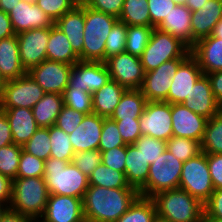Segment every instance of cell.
Here are the masks:
<instances>
[{
  "label": "cell",
  "mask_w": 222,
  "mask_h": 222,
  "mask_svg": "<svg viewBox=\"0 0 222 222\" xmlns=\"http://www.w3.org/2000/svg\"><path fill=\"white\" fill-rule=\"evenodd\" d=\"M50 136V157L63 161L72 162L75 155L74 149L69 139V134L55 125L49 127Z\"/></svg>",
  "instance_id": "8d00e7d4"
},
{
  "label": "cell",
  "mask_w": 222,
  "mask_h": 222,
  "mask_svg": "<svg viewBox=\"0 0 222 222\" xmlns=\"http://www.w3.org/2000/svg\"><path fill=\"white\" fill-rule=\"evenodd\" d=\"M186 58H177L164 62L158 68L145 73L140 91L147 101L167 102L168 92L179 65Z\"/></svg>",
  "instance_id": "8fae6325"
},
{
  "label": "cell",
  "mask_w": 222,
  "mask_h": 222,
  "mask_svg": "<svg viewBox=\"0 0 222 222\" xmlns=\"http://www.w3.org/2000/svg\"><path fill=\"white\" fill-rule=\"evenodd\" d=\"M13 143L11 128L5 112L0 109V148Z\"/></svg>",
  "instance_id": "680465c9"
},
{
  "label": "cell",
  "mask_w": 222,
  "mask_h": 222,
  "mask_svg": "<svg viewBox=\"0 0 222 222\" xmlns=\"http://www.w3.org/2000/svg\"><path fill=\"white\" fill-rule=\"evenodd\" d=\"M110 80L105 62L78 61L73 65L66 88H79L93 94Z\"/></svg>",
  "instance_id": "9a60e30c"
},
{
  "label": "cell",
  "mask_w": 222,
  "mask_h": 222,
  "mask_svg": "<svg viewBox=\"0 0 222 222\" xmlns=\"http://www.w3.org/2000/svg\"><path fill=\"white\" fill-rule=\"evenodd\" d=\"M142 135L167 142L172 136L171 104L165 101H148L139 117Z\"/></svg>",
  "instance_id": "30bf717a"
},
{
  "label": "cell",
  "mask_w": 222,
  "mask_h": 222,
  "mask_svg": "<svg viewBox=\"0 0 222 222\" xmlns=\"http://www.w3.org/2000/svg\"><path fill=\"white\" fill-rule=\"evenodd\" d=\"M156 215L154 201L139 196L116 222H153Z\"/></svg>",
  "instance_id": "d590c367"
},
{
  "label": "cell",
  "mask_w": 222,
  "mask_h": 222,
  "mask_svg": "<svg viewBox=\"0 0 222 222\" xmlns=\"http://www.w3.org/2000/svg\"><path fill=\"white\" fill-rule=\"evenodd\" d=\"M20 0H0V10H3L5 13H9Z\"/></svg>",
  "instance_id": "be15d7a7"
},
{
  "label": "cell",
  "mask_w": 222,
  "mask_h": 222,
  "mask_svg": "<svg viewBox=\"0 0 222 222\" xmlns=\"http://www.w3.org/2000/svg\"><path fill=\"white\" fill-rule=\"evenodd\" d=\"M22 149L44 161L50 157V136L48 128H38Z\"/></svg>",
  "instance_id": "60d3db41"
},
{
  "label": "cell",
  "mask_w": 222,
  "mask_h": 222,
  "mask_svg": "<svg viewBox=\"0 0 222 222\" xmlns=\"http://www.w3.org/2000/svg\"><path fill=\"white\" fill-rule=\"evenodd\" d=\"M73 164L86 176H89L101 163V151L90 150L75 153Z\"/></svg>",
  "instance_id": "c3c4849f"
},
{
  "label": "cell",
  "mask_w": 222,
  "mask_h": 222,
  "mask_svg": "<svg viewBox=\"0 0 222 222\" xmlns=\"http://www.w3.org/2000/svg\"><path fill=\"white\" fill-rule=\"evenodd\" d=\"M8 15L16 35L30 29L50 28L54 24L35 2L28 0H20Z\"/></svg>",
  "instance_id": "2e32d148"
},
{
  "label": "cell",
  "mask_w": 222,
  "mask_h": 222,
  "mask_svg": "<svg viewBox=\"0 0 222 222\" xmlns=\"http://www.w3.org/2000/svg\"><path fill=\"white\" fill-rule=\"evenodd\" d=\"M134 145L150 165L166 150L165 141L146 135H142Z\"/></svg>",
  "instance_id": "bcb514c9"
},
{
  "label": "cell",
  "mask_w": 222,
  "mask_h": 222,
  "mask_svg": "<svg viewBox=\"0 0 222 222\" xmlns=\"http://www.w3.org/2000/svg\"><path fill=\"white\" fill-rule=\"evenodd\" d=\"M44 164L45 161L43 159L37 158L22 149L17 177H44Z\"/></svg>",
  "instance_id": "ee69618b"
},
{
  "label": "cell",
  "mask_w": 222,
  "mask_h": 222,
  "mask_svg": "<svg viewBox=\"0 0 222 222\" xmlns=\"http://www.w3.org/2000/svg\"><path fill=\"white\" fill-rule=\"evenodd\" d=\"M49 192L44 177L12 180V199L9 208L28 218L42 217Z\"/></svg>",
  "instance_id": "277c9868"
},
{
  "label": "cell",
  "mask_w": 222,
  "mask_h": 222,
  "mask_svg": "<svg viewBox=\"0 0 222 222\" xmlns=\"http://www.w3.org/2000/svg\"><path fill=\"white\" fill-rule=\"evenodd\" d=\"M14 35L9 15L0 10V40Z\"/></svg>",
  "instance_id": "94428289"
},
{
  "label": "cell",
  "mask_w": 222,
  "mask_h": 222,
  "mask_svg": "<svg viewBox=\"0 0 222 222\" xmlns=\"http://www.w3.org/2000/svg\"><path fill=\"white\" fill-rule=\"evenodd\" d=\"M80 0H37L35 3L55 22Z\"/></svg>",
  "instance_id": "7dc6e473"
},
{
  "label": "cell",
  "mask_w": 222,
  "mask_h": 222,
  "mask_svg": "<svg viewBox=\"0 0 222 222\" xmlns=\"http://www.w3.org/2000/svg\"><path fill=\"white\" fill-rule=\"evenodd\" d=\"M86 114L76 111L68 106H63L57 117L55 126L62 129L67 134L72 133L82 122Z\"/></svg>",
  "instance_id": "681fc988"
},
{
  "label": "cell",
  "mask_w": 222,
  "mask_h": 222,
  "mask_svg": "<svg viewBox=\"0 0 222 222\" xmlns=\"http://www.w3.org/2000/svg\"><path fill=\"white\" fill-rule=\"evenodd\" d=\"M63 95V102L76 111H80L86 115L93 113L92 94L79 90V88H65Z\"/></svg>",
  "instance_id": "b9f144b4"
},
{
  "label": "cell",
  "mask_w": 222,
  "mask_h": 222,
  "mask_svg": "<svg viewBox=\"0 0 222 222\" xmlns=\"http://www.w3.org/2000/svg\"><path fill=\"white\" fill-rule=\"evenodd\" d=\"M88 183L105 188H134L127 183L124 172L107 167L102 162L88 176Z\"/></svg>",
  "instance_id": "836d02e7"
},
{
  "label": "cell",
  "mask_w": 222,
  "mask_h": 222,
  "mask_svg": "<svg viewBox=\"0 0 222 222\" xmlns=\"http://www.w3.org/2000/svg\"><path fill=\"white\" fill-rule=\"evenodd\" d=\"M154 27L127 26L125 52L140 57L148 45Z\"/></svg>",
  "instance_id": "74e56055"
},
{
  "label": "cell",
  "mask_w": 222,
  "mask_h": 222,
  "mask_svg": "<svg viewBox=\"0 0 222 222\" xmlns=\"http://www.w3.org/2000/svg\"><path fill=\"white\" fill-rule=\"evenodd\" d=\"M42 218L47 222H85L82 198L49 194Z\"/></svg>",
  "instance_id": "ac0fdd59"
},
{
  "label": "cell",
  "mask_w": 222,
  "mask_h": 222,
  "mask_svg": "<svg viewBox=\"0 0 222 222\" xmlns=\"http://www.w3.org/2000/svg\"><path fill=\"white\" fill-rule=\"evenodd\" d=\"M44 94V90L26 73L20 78L6 81L0 109H32Z\"/></svg>",
  "instance_id": "9c48e42d"
},
{
  "label": "cell",
  "mask_w": 222,
  "mask_h": 222,
  "mask_svg": "<svg viewBox=\"0 0 222 222\" xmlns=\"http://www.w3.org/2000/svg\"><path fill=\"white\" fill-rule=\"evenodd\" d=\"M206 75L209 78L217 105L220 111H222V71H216Z\"/></svg>",
  "instance_id": "6f0895ef"
},
{
  "label": "cell",
  "mask_w": 222,
  "mask_h": 222,
  "mask_svg": "<svg viewBox=\"0 0 222 222\" xmlns=\"http://www.w3.org/2000/svg\"><path fill=\"white\" fill-rule=\"evenodd\" d=\"M89 8L119 18L124 0H81Z\"/></svg>",
  "instance_id": "db71d44e"
},
{
  "label": "cell",
  "mask_w": 222,
  "mask_h": 222,
  "mask_svg": "<svg viewBox=\"0 0 222 222\" xmlns=\"http://www.w3.org/2000/svg\"><path fill=\"white\" fill-rule=\"evenodd\" d=\"M220 19H222V0H208L201 9L192 12L193 46L197 41L209 37Z\"/></svg>",
  "instance_id": "cb8c5ba5"
},
{
  "label": "cell",
  "mask_w": 222,
  "mask_h": 222,
  "mask_svg": "<svg viewBox=\"0 0 222 222\" xmlns=\"http://www.w3.org/2000/svg\"><path fill=\"white\" fill-rule=\"evenodd\" d=\"M47 59L69 65H74L80 61L79 56L73 51L66 35L54 24L50 27Z\"/></svg>",
  "instance_id": "f546056e"
},
{
  "label": "cell",
  "mask_w": 222,
  "mask_h": 222,
  "mask_svg": "<svg viewBox=\"0 0 222 222\" xmlns=\"http://www.w3.org/2000/svg\"><path fill=\"white\" fill-rule=\"evenodd\" d=\"M5 83H6L5 79L0 74V100H1V98L3 96Z\"/></svg>",
  "instance_id": "a7ac6f4b"
},
{
  "label": "cell",
  "mask_w": 222,
  "mask_h": 222,
  "mask_svg": "<svg viewBox=\"0 0 222 222\" xmlns=\"http://www.w3.org/2000/svg\"><path fill=\"white\" fill-rule=\"evenodd\" d=\"M12 199V180L0 174V202L10 206Z\"/></svg>",
  "instance_id": "91938a15"
},
{
  "label": "cell",
  "mask_w": 222,
  "mask_h": 222,
  "mask_svg": "<svg viewBox=\"0 0 222 222\" xmlns=\"http://www.w3.org/2000/svg\"><path fill=\"white\" fill-rule=\"evenodd\" d=\"M126 146L101 152V162L107 167L125 173Z\"/></svg>",
  "instance_id": "816d5d0a"
},
{
  "label": "cell",
  "mask_w": 222,
  "mask_h": 222,
  "mask_svg": "<svg viewBox=\"0 0 222 222\" xmlns=\"http://www.w3.org/2000/svg\"><path fill=\"white\" fill-rule=\"evenodd\" d=\"M71 43L73 51L83 61L85 4L80 0L70 11L54 22Z\"/></svg>",
  "instance_id": "ffe728a7"
},
{
  "label": "cell",
  "mask_w": 222,
  "mask_h": 222,
  "mask_svg": "<svg viewBox=\"0 0 222 222\" xmlns=\"http://www.w3.org/2000/svg\"><path fill=\"white\" fill-rule=\"evenodd\" d=\"M118 21L127 26H151L147 0H124Z\"/></svg>",
  "instance_id": "d6a6232c"
},
{
  "label": "cell",
  "mask_w": 222,
  "mask_h": 222,
  "mask_svg": "<svg viewBox=\"0 0 222 222\" xmlns=\"http://www.w3.org/2000/svg\"><path fill=\"white\" fill-rule=\"evenodd\" d=\"M127 40V25L117 21L112 27L105 42V61L112 56L125 52Z\"/></svg>",
  "instance_id": "7bdbcfd3"
},
{
  "label": "cell",
  "mask_w": 222,
  "mask_h": 222,
  "mask_svg": "<svg viewBox=\"0 0 222 222\" xmlns=\"http://www.w3.org/2000/svg\"><path fill=\"white\" fill-rule=\"evenodd\" d=\"M207 163L214 189H222V153L207 154Z\"/></svg>",
  "instance_id": "11a10c76"
},
{
  "label": "cell",
  "mask_w": 222,
  "mask_h": 222,
  "mask_svg": "<svg viewBox=\"0 0 222 222\" xmlns=\"http://www.w3.org/2000/svg\"><path fill=\"white\" fill-rule=\"evenodd\" d=\"M139 196L136 188L89 185L82 199L85 222H116Z\"/></svg>",
  "instance_id": "6da1fadb"
},
{
  "label": "cell",
  "mask_w": 222,
  "mask_h": 222,
  "mask_svg": "<svg viewBox=\"0 0 222 222\" xmlns=\"http://www.w3.org/2000/svg\"><path fill=\"white\" fill-rule=\"evenodd\" d=\"M203 74L222 71V40L210 35L197 41L190 49Z\"/></svg>",
  "instance_id": "d4e9b609"
},
{
  "label": "cell",
  "mask_w": 222,
  "mask_h": 222,
  "mask_svg": "<svg viewBox=\"0 0 222 222\" xmlns=\"http://www.w3.org/2000/svg\"><path fill=\"white\" fill-rule=\"evenodd\" d=\"M11 128L13 143L23 146L40 128L30 108L2 109Z\"/></svg>",
  "instance_id": "484cf974"
},
{
  "label": "cell",
  "mask_w": 222,
  "mask_h": 222,
  "mask_svg": "<svg viewBox=\"0 0 222 222\" xmlns=\"http://www.w3.org/2000/svg\"><path fill=\"white\" fill-rule=\"evenodd\" d=\"M63 106V95L45 93L41 100L32 108L37 125L40 128H48L55 125Z\"/></svg>",
  "instance_id": "1f68e13d"
},
{
  "label": "cell",
  "mask_w": 222,
  "mask_h": 222,
  "mask_svg": "<svg viewBox=\"0 0 222 222\" xmlns=\"http://www.w3.org/2000/svg\"><path fill=\"white\" fill-rule=\"evenodd\" d=\"M211 35L222 40V19L215 25Z\"/></svg>",
  "instance_id": "03108f58"
},
{
  "label": "cell",
  "mask_w": 222,
  "mask_h": 222,
  "mask_svg": "<svg viewBox=\"0 0 222 222\" xmlns=\"http://www.w3.org/2000/svg\"><path fill=\"white\" fill-rule=\"evenodd\" d=\"M29 218L10 208L3 214L0 222H28Z\"/></svg>",
  "instance_id": "6125c7cd"
},
{
  "label": "cell",
  "mask_w": 222,
  "mask_h": 222,
  "mask_svg": "<svg viewBox=\"0 0 222 222\" xmlns=\"http://www.w3.org/2000/svg\"><path fill=\"white\" fill-rule=\"evenodd\" d=\"M27 72L22 67L16 34L0 40V74L5 81L17 79Z\"/></svg>",
  "instance_id": "4316f807"
},
{
  "label": "cell",
  "mask_w": 222,
  "mask_h": 222,
  "mask_svg": "<svg viewBox=\"0 0 222 222\" xmlns=\"http://www.w3.org/2000/svg\"><path fill=\"white\" fill-rule=\"evenodd\" d=\"M159 217L171 222H200L204 204L183 189L160 192L151 198Z\"/></svg>",
  "instance_id": "3957f363"
},
{
  "label": "cell",
  "mask_w": 222,
  "mask_h": 222,
  "mask_svg": "<svg viewBox=\"0 0 222 222\" xmlns=\"http://www.w3.org/2000/svg\"><path fill=\"white\" fill-rule=\"evenodd\" d=\"M118 18L85 5L83 61L105 62V42Z\"/></svg>",
  "instance_id": "5b68a950"
},
{
  "label": "cell",
  "mask_w": 222,
  "mask_h": 222,
  "mask_svg": "<svg viewBox=\"0 0 222 222\" xmlns=\"http://www.w3.org/2000/svg\"><path fill=\"white\" fill-rule=\"evenodd\" d=\"M208 0H187L186 6L192 11L195 12L201 9L202 5H204Z\"/></svg>",
  "instance_id": "e7e4bbea"
},
{
  "label": "cell",
  "mask_w": 222,
  "mask_h": 222,
  "mask_svg": "<svg viewBox=\"0 0 222 222\" xmlns=\"http://www.w3.org/2000/svg\"><path fill=\"white\" fill-rule=\"evenodd\" d=\"M173 136L199 141L201 143L208 119L195 114L183 104H171Z\"/></svg>",
  "instance_id": "d6986e66"
},
{
  "label": "cell",
  "mask_w": 222,
  "mask_h": 222,
  "mask_svg": "<svg viewBox=\"0 0 222 222\" xmlns=\"http://www.w3.org/2000/svg\"><path fill=\"white\" fill-rule=\"evenodd\" d=\"M183 163L166 149L149 166L147 182L138 190L140 196L152 198L160 192L179 188Z\"/></svg>",
  "instance_id": "8992f818"
},
{
  "label": "cell",
  "mask_w": 222,
  "mask_h": 222,
  "mask_svg": "<svg viewBox=\"0 0 222 222\" xmlns=\"http://www.w3.org/2000/svg\"><path fill=\"white\" fill-rule=\"evenodd\" d=\"M201 152L205 154L222 153V111L207 120L201 141Z\"/></svg>",
  "instance_id": "e575fe53"
},
{
  "label": "cell",
  "mask_w": 222,
  "mask_h": 222,
  "mask_svg": "<svg viewBox=\"0 0 222 222\" xmlns=\"http://www.w3.org/2000/svg\"><path fill=\"white\" fill-rule=\"evenodd\" d=\"M105 64L112 80L126 89H140L145 76L140 57L122 52L107 59Z\"/></svg>",
  "instance_id": "7c38bea8"
},
{
  "label": "cell",
  "mask_w": 222,
  "mask_h": 222,
  "mask_svg": "<svg viewBox=\"0 0 222 222\" xmlns=\"http://www.w3.org/2000/svg\"><path fill=\"white\" fill-rule=\"evenodd\" d=\"M166 149L178 160L185 162L201 153V143L192 139L172 136L166 142Z\"/></svg>",
  "instance_id": "f35d334b"
},
{
  "label": "cell",
  "mask_w": 222,
  "mask_h": 222,
  "mask_svg": "<svg viewBox=\"0 0 222 222\" xmlns=\"http://www.w3.org/2000/svg\"><path fill=\"white\" fill-rule=\"evenodd\" d=\"M50 28H37L17 34L22 67L28 72L47 59Z\"/></svg>",
  "instance_id": "4fadbf2b"
},
{
  "label": "cell",
  "mask_w": 222,
  "mask_h": 222,
  "mask_svg": "<svg viewBox=\"0 0 222 222\" xmlns=\"http://www.w3.org/2000/svg\"><path fill=\"white\" fill-rule=\"evenodd\" d=\"M151 27L156 28L176 4L172 0H147Z\"/></svg>",
  "instance_id": "f907efd6"
},
{
  "label": "cell",
  "mask_w": 222,
  "mask_h": 222,
  "mask_svg": "<svg viewBox=\"0 0 222 222\" xmlns=\"http://www.w3.org/2000/svg\"><path fill=\"white\" fill-rule=\"evenodd\" d=\"M8 208H9L8 205L0 202V220Z\"/></svg>",
  "instance_id": "89a4df30"
},
{
  "label": "cell",
  "mask_w": 222,
  "mask_h": 222,
  "mask_svg": "<svg viewBox=\"0 0 222 222\" xmlns=\"http://www.w3.org/2000/svg\"><path fill=\"white\" fill-rule=\"evenodd\" d=\"M200 222H222V220L208 216L205 212H203Z\"/></svg>",
  "instance_id": "003e7915"
},
{
  "label": "cell",
  "mask_w": 222,
  "mask_h": 222,
  "mask_svg": "<svg viewBox=\"0 0 222 222\" xmlns=\"http://www.w3.org/2000/svg\"><path fill=\"white\" fill-rule=\"evenodd\" d=\"M125 90L124 86L111 79L102 88L92 94L93 113L109 118L119 104Z\"/></svg>",
  "instance_id": "83f0119b"
},
{
  "label": "cell",
  "mask_w": 222,
  "mask_h": 222,
  "mask_svg": "<svg viewBox=\"0 0 222 222\" xmlns=\"http://www.w3.org/2000/svg\"><path fill=\"white\" fill-rule=\"evenodd\" d=\"M202 75L203 71L197 60L190 54L179 65L175 76L172 78L167 102L170 104H182Z\"/></svg>",
  "instance_id": "e0dca14e"
},
{
  "label": "cell",
  "mask_w": 222,
  "mask_h": 222,
  "mask_svg": "<svg viewBox=\"0 0 222 222\" xmlns=\"http://www.w3.org/2000/svg\"><path fill=\"white\" fill-rule=\"evenodd\" d=\"M28 222H47L42 217L29 218Z\"/></svg>",
  "instance_id": "2644e50d"
},
{
  "label": "cell",
  "mask_w": 222,
  "mask_h": 222,
  "mask_svg": "<svg viewBox=\"0 0 222 222\" xmlns=\"http://www.w3.org/2000/svg\"><path fill=\"white\" fill-rule=\"evenodd\" d=\"M121 146H126V144L119 133L116 122L104 117L98 150L103 152Z\"/></svg>",
  "instance_id": "f6af8a7d"
},
{
  "label": "cell",
  "mask_w": 222,
  "mask_h": 222,
  "mask_svg": "<svg viewBox=\"0 0 222 222\" xmlns=\"http://www.w3.org/2000/svg\"><path fill=\"white\" fill-rule=\"evenodd\" d=\"M176 5H185L187 0H172Z\"/></svg>",
  "instance_id": "753ad0ef"
},
{
  "label": "cell",
  "mask_w": 222,
  "mask_h": 222,
  "mask_svg": "<svg viewBox=\"0 0 222 222\" xmlns=\"http://www.w3.org/2000/svg\"><path fill=\"white\" fill-rule=\"evenodd\" d=\"M147 102L140 89H126L109 118L112 120L139 119Z\"/></svg>",
  "instance_id": "4dcf8cb0"
},
{
  "label": "cell",
  "mask_w": 222,
  "mask_h": 222,
  "mask_svg": "<svg viewBox=\"0 0 222 222\" xmlns=\"http://www.w3.org/2000/svg\"><path fill=\"white\" fill-rule=\"evenodd\" d=\"M22 146L9 144L0 148V174L9 177L11 180L17 178L18 165Z\"/></svg>",
  "instance_id": "ab89813d"
},
{
  "label": "cell",
  "mask_w": 222,
  "mask_h": 222,
  "mask_svg": "<svg viewBox=\"0 0 222 222\" xmlns=\"http://www.w3.org/2000/svg\"><path fill=\"white\" fill-rule=\"evenodd\" d=\"M150 164L134 145H126L125 177L127 183L139 190L148 179Z\"/></svg>",
  "instance_id": "f1b7e54d"
},
{
  "label": "cell",
  "mask_w": 222,
  "mask_h": 222,
  "mask_svg": "<svg viewBox=\"0 0 222 222\" xmlns=\"http://www.w3.org/2000/svg\"><path fill=\"white\" fill-rule=\"evenodd\" d=\"M179 188L188 192L202 204L210 199L215 189L207 163V154L201 152L183 163Z\"/></svg>",
  "instance_id": "ba28073f"
},
{
  "label": "cell",
  "mask_w": 222,
  "mask_h": 222,
  "mask_svg": "<svg viewBox=\"0 0 222 222\" xmlns=\"http://www.w3.org/2000/svg\"><path fill=\"white\" fill-rule=\"evenodd\" d=\"M104 117L97 114L85 115L79 126L69 134L75 153L99 148Z\"/></svg>",
  "instance_id": "44dd1931"
},
{
  "label": "cell",
  "mask_w": 222,
  "mask_h": 222,
  "mask_svg": "<svg viewBox=\"0 0 222 222\" xmlns=\"http://www.w3.org/2000/svg\"><path fill=\"white\" fill-rule=\"evenodd\" d=\"M182 104L195 114L201 115L206 119L212 118L220 111L213 95L209 78L204 74L195 83Z\"/></svg>",
  "instance_id": "7402d4cb"
},
{
  "label": "cell",
  "mask_w": 222,
  "mask_h": 222,
  "mask_svg": "<svg viewBox=\"0 0 222 222\" xmlns=\"http://www.w3.org/2000/svg\"><path fill=\"white\" fill-rule=\"evenodd\" d=\"M153 222H171V221L163 219L159 217L158 215H156V217L153 219Z\"/></svg>",
  "instance_id": "8c879c8a"
},
{
  "label": "cell",
  "mask_w": 222,
  "mask_h": 222,
  "mask_svg": "<svg viewBox=\"0 0 222 222\" xmlns=\"http://www.w3.org/2000/svg\"><path fill=\"white\" fill-rule=\"evenodd\" d=\"M126 145L134 144L141 136L139 119L114 120Z\"/></svg>",
  "instance_id": "f5cc1de1"
},
{
  "label": "cell",
  "mask_w": 222,
  "mask_h": 222,
  "mask_svg": "<svg viewBox=\"0 0 222 222\" xmlns=\"http://www.w3.org/2000/svg\"><path fill=\"white\" fill-rule=\"evenodd\" d=\"M191 16L192 11L186 5H176L156 28L178 38L191 49L193 47Z\"/></svg>",
  "instance_id": "603a6c76"
},
{
  "label": "cell",
  "mask_w": 222,
  "mask_h": 222,
  "mask_svg": "<svg viewBox=\"0 0 222 222\" xmlns=\"http://www.w3.org/2000/svg\"><path fill=\"white\" fill-rule=\"evenodd\" d=\"M190 54V49L178 38L154 28L140 60L146 73L166 61L187 58Z\"/></svg>",
  "instance_id": "52a82bcc"
},
{
  "label": "cell",
  "mask_w": 222,
  "mask_h": 222,
  "mask_svg": "<svg viewBox=\"0 0 222 222\" xmlns=\"http://www.w3.org/2000/svg\"><path fill=\"white\" fill-rule=\"evenodd\" d=\"M204 212L211 217L222 220V189H215L210 199L204 204Z\"/></svg>",
  "instance_id": "9f6ffc18"
},
{
  "label": "cell",
  "mask_w": 222,
  "mask_h": 222,
  "mask_svg": "<svg viewBox=\"0 0 222 222\" xmlns=\"http://www.w3.org/2000/svg\"><path fill=\"white\" fill-rule=\"evenodd\" d=\"M44 180L49 194L84 197L88 189V176L73 162L49 157L44 164Z\"/></svg>",
  "instance_id": "7a4b0ae2"
},
{
  "label": "cell",
  "mask_w": 222,
  "mask_h": 222,
  "mask_svg": "<svg viewBox=\"0 0 222 222\" xmlns=\"http://www.w3.org/2000/svg\"><path fill=\"white\" fill-rule=\"evenodd\" d=\"M72 68L73 65L45 59L41 64L31 68L27 73L45 93L62 95L68 86Z\"/></svg>",
  "instance_id": "5bb4252c"
}]
</instances>
